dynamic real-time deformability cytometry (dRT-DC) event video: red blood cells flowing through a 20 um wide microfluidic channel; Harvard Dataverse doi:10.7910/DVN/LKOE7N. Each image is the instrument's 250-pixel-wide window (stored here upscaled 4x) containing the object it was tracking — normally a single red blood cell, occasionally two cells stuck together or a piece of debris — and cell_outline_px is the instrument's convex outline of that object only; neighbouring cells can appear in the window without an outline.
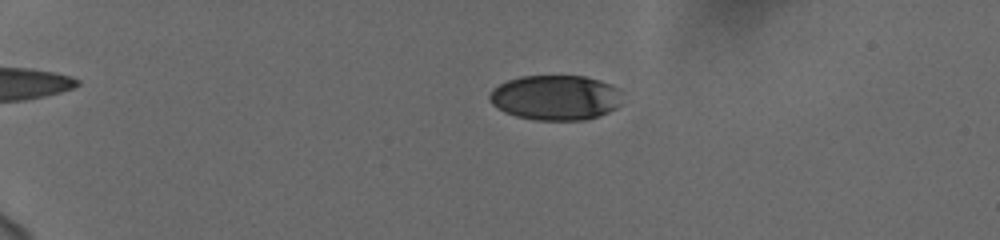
{"species": "human", "species_latin": "Homo sapiens", "temperature_condition": "cold", "stored_images_in_passage": 53, "camera_frame_rate_fps": 3000, "um_per_image_px": 0.085, "donor": {"sex": "female"}, "frame": {"image": 1, "passage_image": 10, "time_ms": 3.0, "image_size_px": [1000, 240], "cell_outline_px": [[620, 104], [616, 108], [608, 112], [588, 120], [536, 120], [516, 116], [504, 112], [496, 108], [492, 104], [488, 96], [492, 88], [508, 80], [520, 76], [584, 76], [600, 80], [620, 88]], "centroid_in_image_um": [47.21, 8.3], "position_along_channel_um": 37.8, "area_um2": 35.08}}
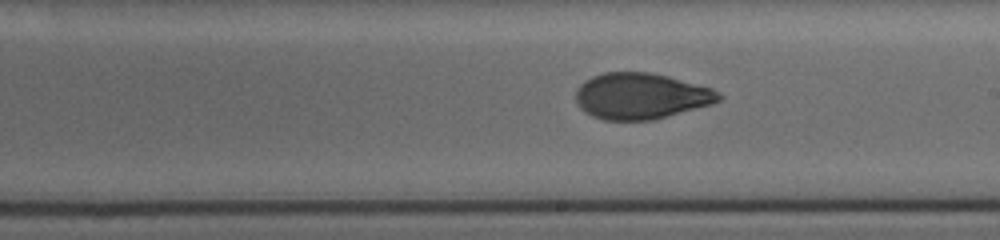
{"frame": {"image": 2, "passage_image": 32, "time_ms": 10.333, "image_size_px": [1000, 240], "cell_outline_px": [[724, 96], [720, 100], [712, 104], [652, 120], [604, 120], [592, 116], [584, 112], [580, 108], [576, 100], [576, 88], [584, 80], [592, 76], [604, 72], [648, 72], [668, 76], [712, 88], [720, 92]], "centroid_in_image_um": [54.47, 8.16], "position_along_channel_um": 234.5, "area_um2": 38.55}}
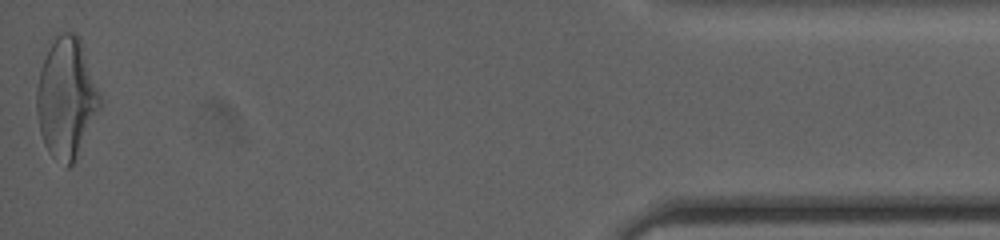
{"frame": {"image": 3, "passage_image": 53, "time_ms": 17.333, "image_size_px": [1000, 240], "cell_outline_px": [[104, 104], [72, 164], [68, 168], [52, 156], [48, 152], [44, 144], [40, 132], [36, 112], [36, 88], [40, 68], [52, 36], [56, 32], [76, 32], [80, 40], [100, 92]], "centroid_in_image_um": [5.64, 8.29], "position_along_channel_um": 429.6, "area_um2": 44.97}, "authors_computed_cell_mechanics": {"area_um2": 38.4948, "velocity_mm_per_s": 3.7489, "shape_relaxation_time_tau1_ms": 3.9005, "shape_relaxation_time_tau2_ms": 1.4054, "deformation_change_tau1": 0.1554, "deformation_change_tau2": 0.0633}}